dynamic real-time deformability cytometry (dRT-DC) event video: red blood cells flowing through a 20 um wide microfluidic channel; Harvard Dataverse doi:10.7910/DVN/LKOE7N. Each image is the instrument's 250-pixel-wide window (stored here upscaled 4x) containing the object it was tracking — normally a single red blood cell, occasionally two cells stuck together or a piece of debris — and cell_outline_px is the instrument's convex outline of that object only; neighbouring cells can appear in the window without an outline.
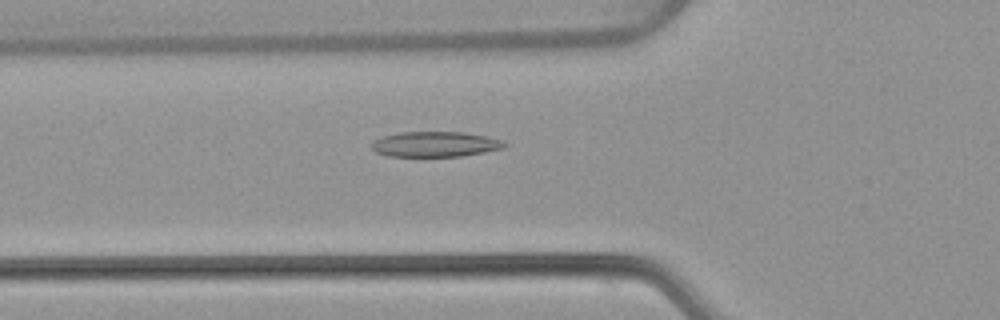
{"species": "common noctule bat (a hibernating species)", "species_latin": "Nyctalus noctula", "temperature_condition": "warm", "stored_images_in_passage": 51, "camera_frame_rate_fps": 3000, "um_per_image_px": 0.085, "animal": {"sex": "female", "body_mass_g": 22.7, "forearm_length_mm": 54.2}, "frame": {"image": 1, "passage_image": 17, "time_ms": 5.333, "image_size_px": [1000, 320], "cell_outline_px": [[508, 144], [504, 148], [484, 152], [460, 156], [388, 156], [376, 152], [372, 148], [372, 140], [380, 136], [400, 132], [464, 132], [488, 136], [504, 140]], "centroid_in_image_um": [37.0, 12.25], "position_along_channel_um": 88.8, "area_um2": 19.77}}
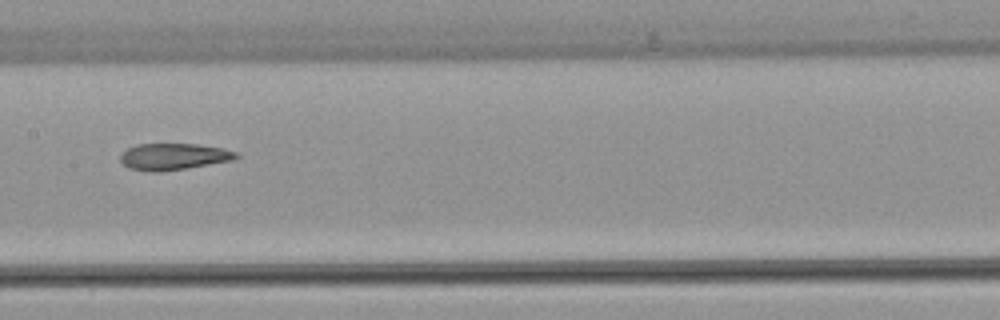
{"frame": {"image": 2, "passage_image": 25, "time_ms": 8.0, "image_size_px": [1000, 320], "cell_outline_px": [[240, 156], [236, 160], [160, 172], [152, 172], [128, 168], [120, 160], [120, 152], [136, 144], [196, 144], [224, 148], [236, 152]], "centroid_in_image_um": [14.76, 13.31], "position_along_channel_um": 192.6, "area_um2": 18.09}}
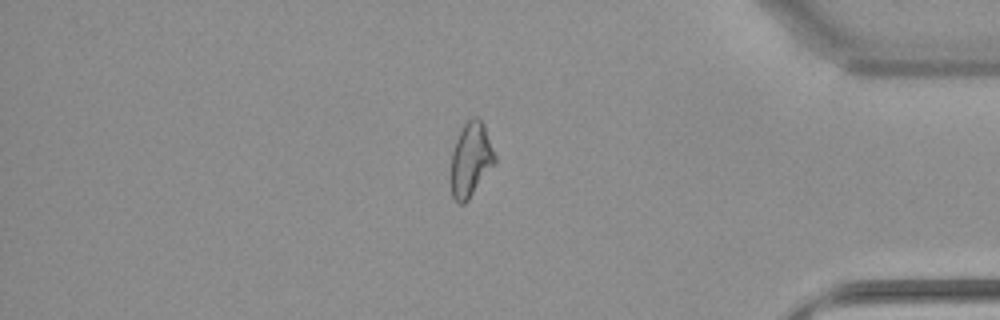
{"frame": {"image": 3, "passage_image": 43, "time_ms": 14.0, "image_size_px": [1000, 320], "cell_outline_px": [[496, 164], [468, 200], [464, 204], [460, 204], [452, 196], [452, 152], [456, 140], [464, 124], [472, 116], [476, 116], [484, 124], [496, 156]], "centroid_in_image_um": [40.05, 13.56], "position_along_channel_um": 395.1, "area_um2": 18.9}, "authors_computed_cell_mechanics": {"area_um2": 19.5942, "velocity_mm_per_s": 3.8765, "shape_relaxation_time_tau1_ms": null, "shape_relaxation_time_tau2_ms": 3.351, "deformation_change_tau1": null, "deformation_change_tau2": 0.1146}}